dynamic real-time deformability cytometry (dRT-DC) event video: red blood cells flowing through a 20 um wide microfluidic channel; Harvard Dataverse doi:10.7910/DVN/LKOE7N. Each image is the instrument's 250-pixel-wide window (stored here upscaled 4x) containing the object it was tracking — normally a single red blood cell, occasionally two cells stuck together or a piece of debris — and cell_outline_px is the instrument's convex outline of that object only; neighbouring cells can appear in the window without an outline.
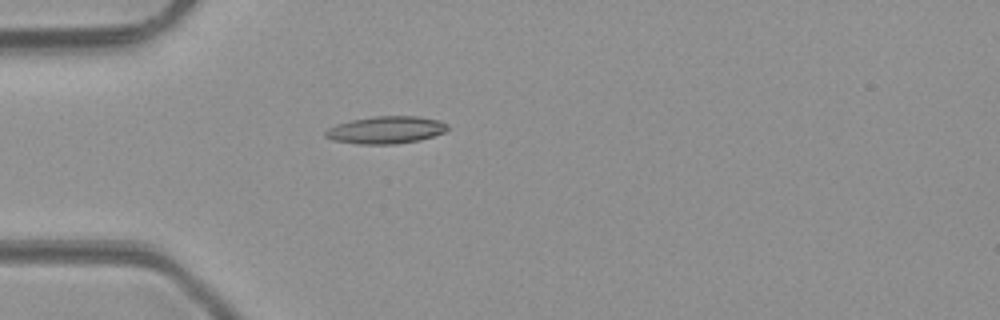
{"species": "common noctule bat (a hibernating species)", "species_latin": "Nyctalus noctula", "temperature_condition": "room temperature", "stored_images_in_passage": 1, "camera_frame_rate_fps": 3000, "um_per_image_px": 0.085, "animal": {"sex": "male", "body_mass_g": 23.1, "forearm_length_mm": 52.7}, "frame": {"image": 1, "passage_image": 1, "time_ms": 0.0, "image_size_px": [1000, 320], "cell_outline_px": [[448, 128], [444, 132], [420, 140], [396, 144], [360, 144], [332, 140], [324, 136], [324, 132], [328, 128], [336, 124], [352, 120], [376, 116], [416, 116], [440, 120], [448, 124]], "centroid_in_image_um": [32.8, 11.04], "position_along_channel_um": 52.2, "area_um2": 19.48}}